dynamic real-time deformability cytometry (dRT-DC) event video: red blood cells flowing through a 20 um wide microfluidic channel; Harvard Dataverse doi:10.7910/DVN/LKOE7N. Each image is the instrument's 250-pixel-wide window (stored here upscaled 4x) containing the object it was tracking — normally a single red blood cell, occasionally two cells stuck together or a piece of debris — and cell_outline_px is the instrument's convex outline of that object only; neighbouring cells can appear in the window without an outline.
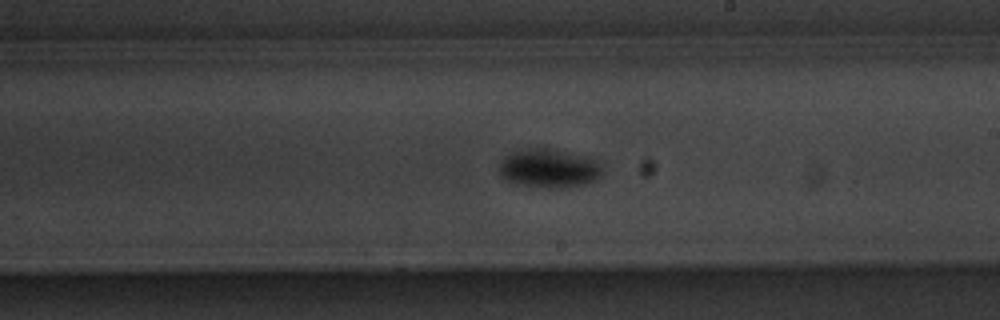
{"species": "common noctule bat (a hibernating species)", "species_latin": "Nyctalus noctula", "temperature_condition": "warm", "stored_images_in_passage": 55, "camera_frame_rate_fps": 3000, "um_per_image_px": 0.085, "animal": {"sex": "male", "body_mass_g": 20.1, "forearm_length_mm": 53.5}, "frame": {"image": 1, "passage_image": 32, "time_ms": 10.333, "image_size_px": [1000, 320], "cell_outline_px": [[604, 172], [596, 180], [588, 184], [568, 188], [528, 188], [512, 184], [504, 180], [500, 176], [500, 160], [508, 152], [544, 144], [596, 156], [604, 164]], "centroid_in_image_um": [46.74, 14.26], "position_along_channel_um": 242.3, "area_um2": 25.95}}
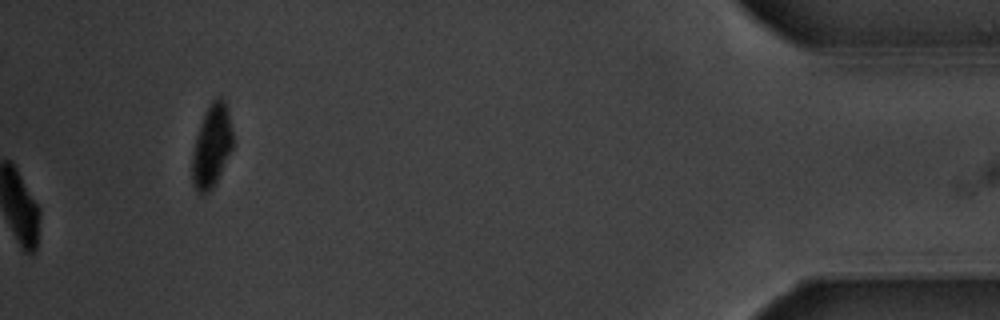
{"frame": {"image": 2, "passage_image": 55, "time_ms": 18.0, "image_size_px": [1000, 320], "cell_outline_px": [[232, 148], [216, 184], [208, 192], [196, 192], [192, 184], [192, 152], [196, 136], [204, 112], [212, 100], [216, 96], [220, 96], [224, 100], [228, 112], [232, 132]], "centroid_in_image_um": [17.98, 12.41], "position_along_channel_um": 417.2, "area_um2": 19.65}, "authors_computed_cell_mechanics": {"area_um2": 21.2126, "velocity_mm_per_s": 3.7627, "shape_relaxation_time_tau1_ms": 2.2866, "shape_relaxation_time_tau2_ms": null, "deformation_change_tau1": 0.1573, "deformation_change_tau2": null}}